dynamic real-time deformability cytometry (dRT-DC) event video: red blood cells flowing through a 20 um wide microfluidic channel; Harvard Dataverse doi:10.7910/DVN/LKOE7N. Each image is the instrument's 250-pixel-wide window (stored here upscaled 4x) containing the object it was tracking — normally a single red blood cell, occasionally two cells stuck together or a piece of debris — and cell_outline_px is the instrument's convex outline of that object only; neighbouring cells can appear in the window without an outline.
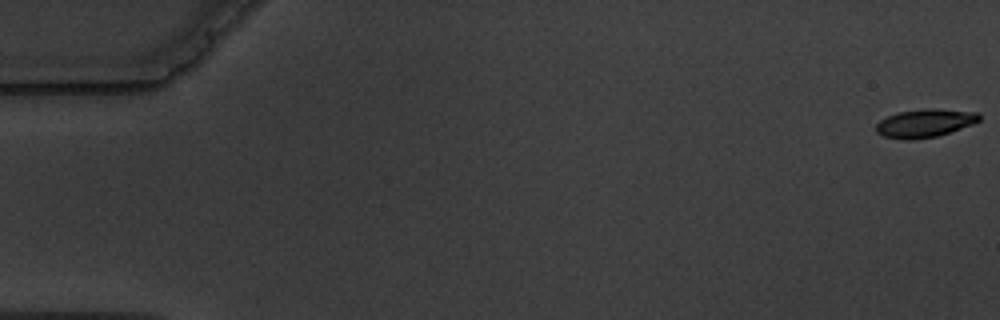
{"species": "common noctule bat (a hibernating species)", "species_latin": "Nyctalus noctula", "temperature_condition": "warm", "stored_images_in_passage": 6, "camera_frame_rate_fps": 3000, "um_per_image_px": 0.085, "animal": {"sex": "male", "body_mass_g": 19.5, "forearm_length_mm": 54.6}, "frame": {"image": 1, "passage_image": 1, "time_ms": 0.0, "image_size_px": [1000, 320], "cell_outline_px": [[980, 120], [972, 124], [936, 136], [912, 140], [904, 140], [884, 136], [876, 132], [876, 124], [880, 120], [888, 116], [900, 112], [924, 108], [932, 108], [980, 112]], "centroid_in_image_um": [78.61, 10.46], "position_along_channel_um": 6.4, "area_um2": 16.88}}
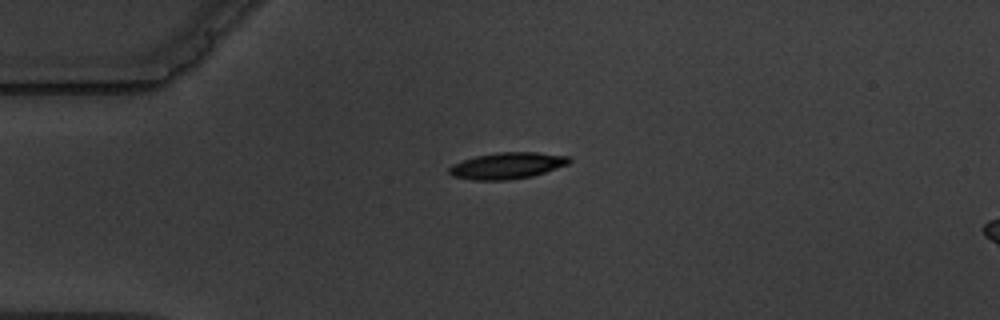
{"frame": {"image": 2, "passage_image": 5, "time_ms": 4.667, "image_size_px": [1000, 320], "cell_outline_px": [[572, 160], [568, 164], [532, 176], [508, 180], [472, 180], [452, 176], [448, 172], [448, 168], [452, 164], [476, 156], [496, 152], [536, 152], [572, 156]], "centroid_in_image_um": [43.11, 14.07], "position_along_channel_um": 41.9, "area_um2": 18.55}}